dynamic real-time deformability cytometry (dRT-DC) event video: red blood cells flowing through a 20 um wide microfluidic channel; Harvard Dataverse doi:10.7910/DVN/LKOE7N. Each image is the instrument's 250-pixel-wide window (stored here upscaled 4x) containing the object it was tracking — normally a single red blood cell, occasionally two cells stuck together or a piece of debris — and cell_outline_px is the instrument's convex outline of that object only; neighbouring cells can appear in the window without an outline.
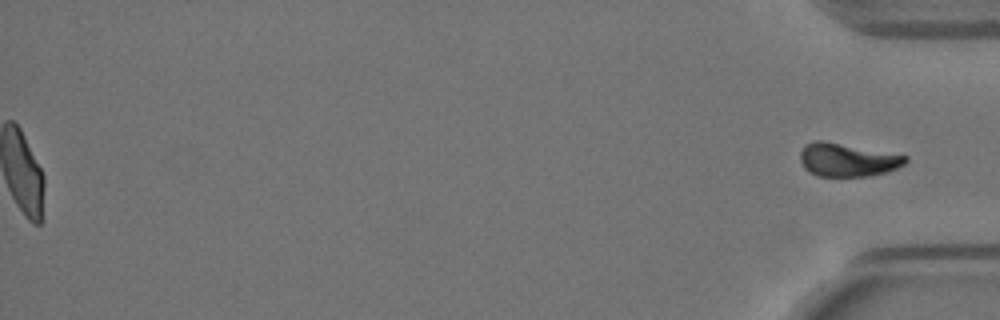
{"species": "Egyptian fruit bat (a non-hibernating species)", "species_latin": "Rousettus aegyptiacus", "temperature_condition": "warm", "stored_images_in_passage": 58, "segment_of_instrument_passage": [2, 2], "camera_frame_rate_fps": 3000, "um_per_image_px": 0.085, "animal": {"sex": "female"}, "frame": {"image": 1, "passage_image": 58, "time_ms": 19.0, "image_size_px": [1000, 320], "cell_outline_px": [[908, 160], [904, 164], [888, 172], [868, 176], [816, 176], [808, 172], [804, 168], [800, 160], [800, 152], [804, 144], [816, 140], [824, 140], [908, 156]], "centroid_in_image_um": [72.0, 13.58], "position_along_channel_um": 363.2, "area_um2": 20.58}}